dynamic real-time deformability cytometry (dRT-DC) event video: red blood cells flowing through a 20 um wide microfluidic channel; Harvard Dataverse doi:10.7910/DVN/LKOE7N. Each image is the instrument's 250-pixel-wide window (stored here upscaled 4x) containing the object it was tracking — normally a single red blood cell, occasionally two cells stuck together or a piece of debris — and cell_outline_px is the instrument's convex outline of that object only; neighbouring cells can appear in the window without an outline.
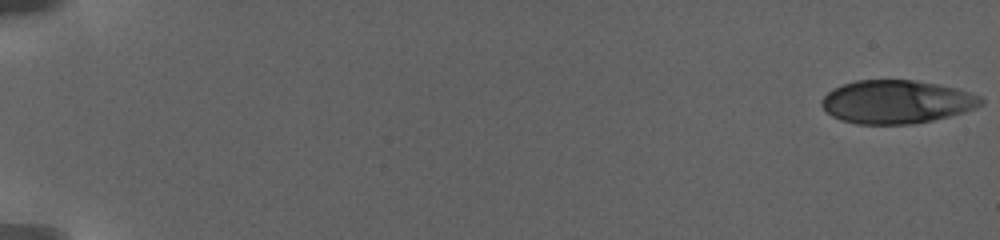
{"species": "human", "species_latin": "Homo sapiens", "temperature_condition": "warm", "stored_images_in_passage": 32, "camera_frame_rate_fps": 3000, "um_per_image_px": 0.085, "donor": {"sex": "female"}, "frame": {"image": 1, "passage_image": 1, "time_ms": 0.0, "image_size_px": [1000, 240], "cell_outline_px": [[984, 104], [976, 108], [964, 112], [932, 120], [908, 124], [856, 124], [840, 120], [832, 116], [820, 104], [820, 100], [832, 88], [856, 80], [912, 80], [936, 84], [956, 88], [980, 96], [984, 100]], "centroid_in_image_um": [76.19, 8.66], "position_along_channel_um": 8.8, "area_um2": 40.17}}
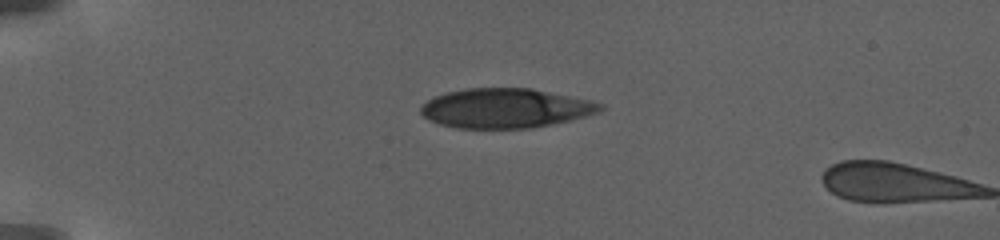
{"frame": {"image": 2, "passage_image": 28, "time_ms": 6.333, "image_size_px": [1000, 240], "cell_outline_px": [[604, 108], [596, 112], [584, 116], [568, 120], [548, 124], [524, 128], [460, 128], [440, 124], [424, 116], [420, 112], [420, 108], [428, 100], [436, 96], [448, 92], [468, 88], [532, 88], [592, 100], [604, 104]], "centroid_in_image_um": [42.98, 9.18], "position_along_channel_um": 42.0, "area_um2": 40.81}}